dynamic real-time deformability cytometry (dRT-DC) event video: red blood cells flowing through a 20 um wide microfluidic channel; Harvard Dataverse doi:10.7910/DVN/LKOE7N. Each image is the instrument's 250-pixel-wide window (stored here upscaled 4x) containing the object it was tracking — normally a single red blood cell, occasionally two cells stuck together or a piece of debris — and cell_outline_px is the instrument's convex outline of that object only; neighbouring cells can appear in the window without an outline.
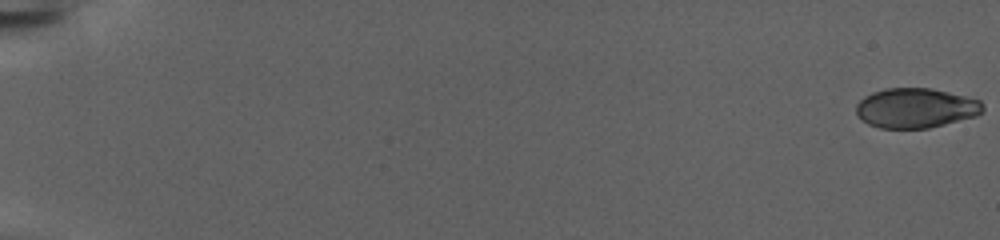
{"species": "human", "species_latin": "Homo sapiens", "temperature_condition": "warm", "stored_images_in_passage": 156, "camera_frame_rate_fps": 3000, "um_per_image_px": 0.085, "donor": {"sex": "female"}, "frame": {"image": 1, "passage_image": 1, "time_ms": 0.0, "image_size_px": [1000, 240], "cell_outline_px": [[984, 112], [976, 116], [928, 128], [880, 128], [868, 124], [856, 116], [856, 104], [864, 96], [872, 92], [884, 88], [928, 88], [948, 92], [980, 100], [984, 104]], "centroid_in_image_um": [77.82, 9.18], "position_along_channel_um": 7.2, "area_um2": 29.48}}
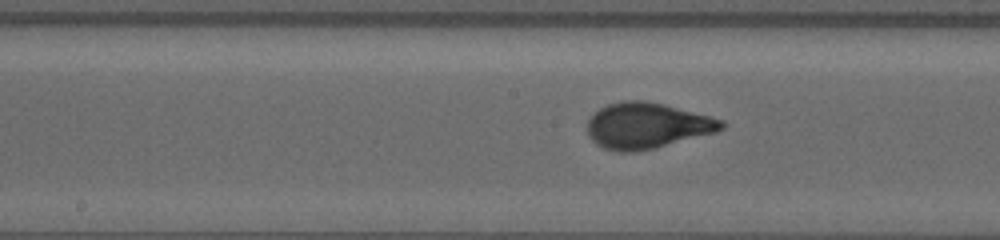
{"frame": {"image": 2, "passage_image": 87, "time_ms": 28.667, "image_size_px": [1000, 240], "cell_outline_px": [[724, 128], [716, 132], [656, 148], [636, 152], [620, 152], [604, 148], [596, 144], [588, 136], [588, 120], [592, 112], [608, 104], [624, 100], [644, 100], [664, 104], [724, 120]], "centroid_in_image_um": [54.97, 10.68], "position_along_channel_um": 193.2, "area_um2": 35.95}}
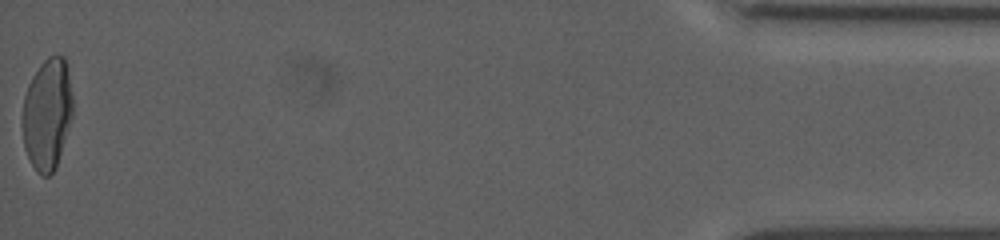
{"frame": {"image": 3, "passage_image": 156, "time_ms": 51.667, "image_size_px": [1000, 240], "cell_outline_px": [[72, 116], [56, 168], [48, 176], [40, 176], [36, 172], [24, 148], [24, 96], [28, 84], [32, 76], [40, 64], [48, 56], [64, 56], [72, 96]], "centroid_in_image_um": [4.02, 9.71], "position_along_channel_um": 431.2, "area_um2": 32.14}}